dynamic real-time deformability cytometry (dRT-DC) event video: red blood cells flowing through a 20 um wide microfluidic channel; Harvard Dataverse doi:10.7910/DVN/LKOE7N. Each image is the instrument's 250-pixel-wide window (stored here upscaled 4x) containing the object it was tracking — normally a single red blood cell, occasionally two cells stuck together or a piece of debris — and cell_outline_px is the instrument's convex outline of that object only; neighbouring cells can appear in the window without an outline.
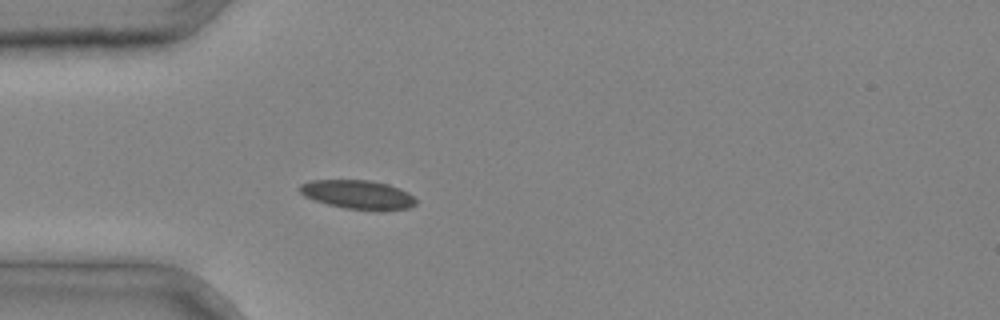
{"species": "common noctule bat (a hibernating species)", "species_latin": "Nyctalus noctula", "temperature_condition": "cold", "stored_images_in_passage": 3, "camera_frame_rate_fps": 3000, "um_per_image_px": 0.085, "animal": {"sex": "male", "body_mass_g": 20.4}, "frame": {"image": 1, "passage_image": 3, "time_ms": 0.667, "image_size_px": [1000, 320], "cell_outline_px": [[416, 204], [408, 208], [344, 208], [328, 204], [304, 196], [300, 192], [300, 184], [308, 180], [368, 180], [388, 184], [400, 188], [408, 192], [416, 200]], "centroid_in_image_um": [30.37, 16.49], "position_along_channel_um": 54.6, "area_um2": 18.9}}